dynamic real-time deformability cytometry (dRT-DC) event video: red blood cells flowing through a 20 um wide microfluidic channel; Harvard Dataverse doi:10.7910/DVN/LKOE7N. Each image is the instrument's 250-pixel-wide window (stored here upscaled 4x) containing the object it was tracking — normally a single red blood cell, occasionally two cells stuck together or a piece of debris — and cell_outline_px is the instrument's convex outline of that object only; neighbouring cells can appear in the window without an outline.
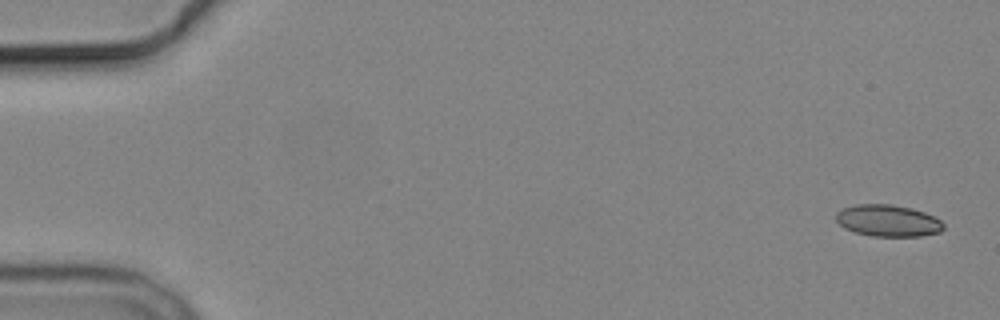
{"species": "common noctule bat (a hibernating species)", "species_latin": "Nyctalus noctula", "temperature_condition": "cold", "stored_images_in_passage": 6, "camera_frame_rate_fps": 3000, "um_per_image_px": 0.085, "animal": {"sex": "male", "body_mass_g": 19.2, "forearm_length_mm": 51.8}, "frame": {"image": 1, "passage_image": 1, "time_ms": 0.0, "image_size_px": [1000, 320], "cell_outline_px": [[944, 228], [940, 232], [920, 236], [872, 236], [856, 232], [844, 228], [836, 220], [836, 212], [844, 208], [856, 204], [892, 204], [912, 208], [924, 212], [940, 220], [944, 224]], "centroid_in_image_um": [75.48, 18.75], "position_along_channel_um": 9.5, "area_um2": 19.83}}
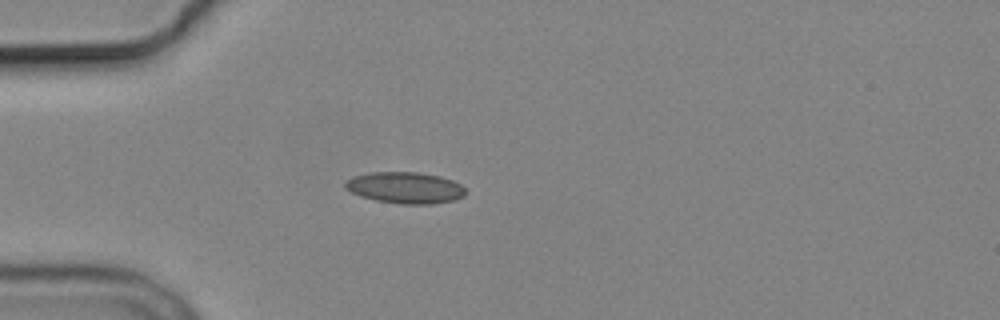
{"frame": {"image": 2, "passage_image": 5, "time_ms": 4.667, "image_size_px": [1000, 320], "cell_outline_px": [[464, 196], [456, 200], [432, 204], [400, 204], [376, 200], [360, 196], [344, 188], [344, 180], [352, 176], [372, 172], [416, 172], [440, 176], [452, 180], [460, 184], [464, 188]], "centroid_in_image_um": [34.41, 15.95], "position_along_channel_um": 50.6, "area_um2": 22.14}}